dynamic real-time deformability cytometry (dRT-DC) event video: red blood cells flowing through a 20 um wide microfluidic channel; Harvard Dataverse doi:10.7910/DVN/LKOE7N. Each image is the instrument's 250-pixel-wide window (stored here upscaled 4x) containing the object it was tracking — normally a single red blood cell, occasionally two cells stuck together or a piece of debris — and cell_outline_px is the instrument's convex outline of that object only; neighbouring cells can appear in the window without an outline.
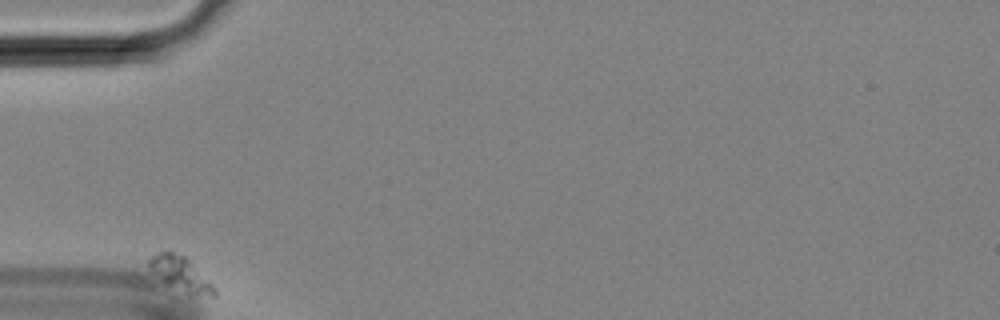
{"species": "Egyptian fruit bat (a non-hibernating species)", "species_latin": "Rousettus aegyptiacus", "temperature_condition": "room temperature", "stored_images_in_passage": 35, "camera_frame_rate_fps": 3000, "um_per_image_px": 0.085, "animal": {"sex": "female"}, "frame": {"image": 1, "passage_image": 1, "time_ms": 0.0, "image_size_px": [1000, 320], "cell_outline_px": [[216, 296], [212, 296], [164, 284], [152, 272], [148, 264], [148, 260], [156, 252], [172, 252], [184, 256], [188, 260], [216, 292]], "centroid_in_image_um": [15.2, 23.2], "position_along_channel_um": 69.8, "area_um2": 11.73}}
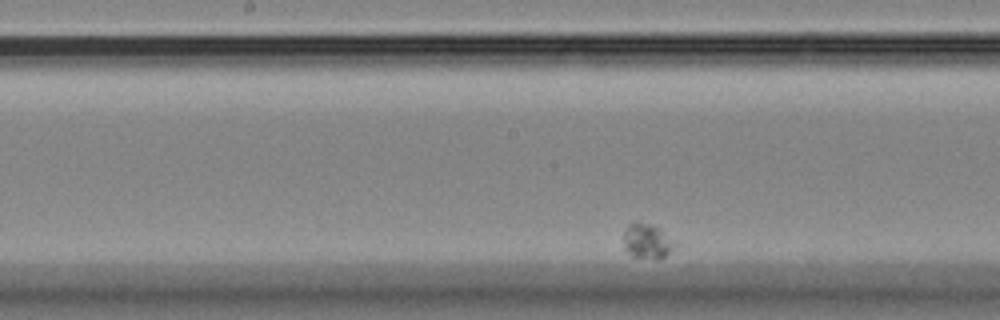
{"frame": {"image": 2, "passage_image": 17, "time_ms": 5.333, "image_size_px": [1000, 320], "cell_outline_px": [[676, 244], [664, 256], [656, 260], [632, 256], [624, 248], [624, 232], [628, 224], [636, 220], [660, 228]], "centroid_in_image_um": [54.96, 20.49], "position_along_channel_um": 193.2, "area_um2": 10.35}}
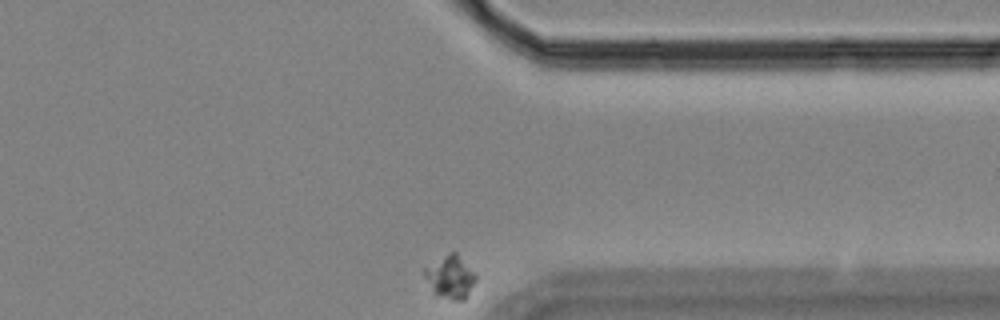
{"frame": {"image": 3, "passage_image": 35, "time_ms": 11.333, "image_size_px": [1000, 320], "cell_outline_px": [[476, 280], [464, 300], [452, 300], [436, 296], [432, 292], [424, 276], [424, 268], [444, 256], [452, 252], [456, 252], [476, 276]], "centroid_in_image_um": [38.25, 23.59], "position_along_channel_um": 373.2, "area_um2": 12.54}}